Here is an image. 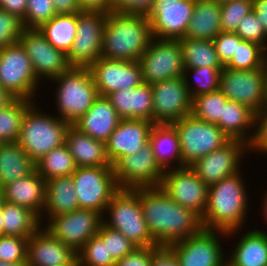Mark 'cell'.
<instances>
[{"instance_id": "6da1fadb", "label": "cell", "mask_w": 267, "mask_h": 266, "mask_svg": "<svg viewBox=\"0 0 267 266\" xmlns=\"http://www.w3.org/2000/svg\"><path fill=\"white\" fill-rule=\"evenodd\" d=\"M139 199L149 231L159 246H168L203 229L201 217L176 203L160 186L139 187Z\"/></svg>"}, {"instance_id": "7a4b0ae2", "label": "cell", "mask_w": 267, "mask_h": 266, "mask_svg": "<svg viewBox=\"0 0 267 266\" xmlns=\"http://www.w3.org/2000/svg\"><path fill=\"white\" fill-rule=\"evenodd\" d=\"M242 176L239 171L208 186L207 205L201 217L203 229L226 231L227 238L239 236L249 213V194Z\"/></svg>"}, {"instance_id": "3957f363", "label": "cell", "mask_w": 267, "mask_h": 266, "mask_svg": "<svg viewBox=\"0 0 267 266\" xmlns=\"http://www.w3.org/2000/svg\"><path fill=\"white\" fill-rule=\"evenodd\" d=\"M152 38L147 15L111 11L103 29L101 57L138 61Z\"/></svg>"}, {"instance_id": "277c9868", "label": "cell", "mask_w": 267, "mask_h": 266, "mask_svg": "<svg viewBox=\"0 0 267 266\" xmlns=\"http://www.w3.org/2000/svg\"><path fill=\"white\" fill-rule=\"evenodd\" d=\"M33 103L22 119L17 143L36 163L52 149L65 143L70 123L56 115L41 112Z\"/></svg>"}, {"instance_id": "5b68a950", "label": "cell", "mask_w": 267, "mask_h": 266, "mask_svg": "<svg viewBox=\"0 0 267 266\" xmlns=\"http://www.w3.org/2000/svg\"><path fill=\"white\" fill-rule=\"evenodd\" d=\"M104 214H109V218L103 216V224L120 231L137 247L157 245L144 219L139 188H120L110 200Z\"/></svg>"}, {"instance_id": "8992f818", "label": "cell", "mask_w": 267, "mask_h": 266, "mask_svg": "<svg viewBox=\"0 0 267 266\" xmlns=\"http://www.w3.org/2000/svg\"><path fill=\"white\" fill-rule=\"evenodd\" d=\"M51 81L57 83V116L71 125L88 111L98 96L89 68L72 67Z\"/></svg>"}, {"instance_id": "52a82bcc", "label": "cell", "mask_w": 267, "mask_h": 266, "mask_svg": "<svg viewBox=\"0 0 267 266\" xmlns=\"http://www.w3.org/2000/svg\"><path fill=\"white\" fill-rule=\"evenodd\" d=\"M171 125L178 134L182 167L192 165L231 140L216 124L198 119L192 114Z\"/></svg>"}, {"instance_id": "ba28073f", "label": "cell", "mask_w": 267, "mask_h": 266, "mask_svg": "<svg viewBox=\"0 0 267 266\" xmlns=\"http://www.w3.org/2000/svg\"><path fill=\"white\" fill-rule=\"evenodd\" d=\"M0 87L14 98L36 101L40 84L20 42L0 49Z\"/></svg>"}, {"instance_id": "9c48e42d", "label": "cell", "mask_w": 267, "mask_h": 266, "mask_svg": "<svg viewBox=\"0 0 267 266\" xmlns=\"http://www.w3.org/2000/svg\"><path fill=\"white\" fill-rule=\"evenodd\" d=\"M72 177L79 208L105 216L107 205L120 189L113 167H76Z\"/></svg>"}, {"instance_id": "30bf717a", "label": "cell", "mask_w": 267, "mask_h": 266, "mask_svg": "<svg viewBox=\"0 0 267 266\" xmlns=\"http://www.w3.org/2000/svg\"><path fill=\"white\" fill-rule=\"evenodd\" d=\"M143 83L150 85L183 77L184 65L179 40L152 38L139 58Z\"/></svg>"}, {"instance_id": "8fae6325", "label": "cell", "mask_w": 267, "mask_h": 266, "mask_svg": "<svg viewBox=\"0 0 267 266\" xmlns=\"http://www.w3.org/2000/svg\"><path fill=\"white\" fill-rule=\"evenodd\" d=\"M226 237V231L202 229L198 234L167 247L175 254L180 266H227V257L220 244L221 238Z\"/></svg>"}, {"instance_id": "7c38bea8", "label": "cell", "mask_w": 267, "mask_h": 266, "mask_svg": "<svg viewBox=\"0 0 267 266\" xmlns=\"http://www.w3.org/2000/svg\"><path fill=\"white\" fill-rule=\"evenodd\" d=\"M266 76L267 66L253 70L224 67L220 73L219 90L228 100L248 106L257 114L263 109Z\"/></svg>"}, {"instance_id": "4fadbf2b", "label": "cell", "mask_w": 267, "mask_h": 266, "mask_svg": "<svg viewBox=\"0 0 267 266\" xmlns=\"http://www.w3.org/2000/svg\"><path fill=\"white\" fill-rule=\"evenodd\" d=\"M107 14L81 11L77 13V30L67 54L72 67L89 68L101 57L103 29Z\"/></svg>"}, {"instance_id": "5bb4252c", "label": "cell", "mask_w": 267, "mask_h": 266, "mask_svg": "<svg viewBox=\"0 0 267 266\" xmlns=\"http://www.w3.org/2000/svg\"><path fill=\"white\" fill-rule=\"evenodd\" d=\"M45 218L48 220L43 228L75 252L98 234L103 223V215L92 209H77L68 214Z\"/></svg>"}, {"instance_id": "9a60e30c", "label": "cell", "mask_w": 267, "mask_h": 266, "mask_svg": "<svg viewBox=\"0 0 267 266\" xmlns=\"http://www.w3.org/2000/svg\"><path fill=\"white\" fill-rule=\"evenodd\" d=\"M113 169L119 188L159 187L164 175L150 142L136 153L122 157Z\"/></svg>"}, {"instance_id": "2e32d148", "label": "cell", "mask_w": 267, "mask_h": 266, "mask_svg": "<svg viewBox=\"0 0 267 266\" xmlns=\"http://www.w3.org/2000/svg\"><path fill=\"white\" fill-rule=\"evenodd\" d=\"M19 42L27 52L39 82L43 78L52 80L72 68L67 54L54 48L39 28H24Z\"/></svg>"}, {"instance_id": "e0dca14e", "label": "cell", "mask_w": 267, "mask_h": 266, "mask_svg": "<svg viewBox=\"0 0 267 266\" xmlns=\"http://www.w3.org/2000/svg\"><path fill=\"white\" fill-rule=\"evenodd\" d=\"M160 187L176 203L203 216L208 186L189 166L164 170Z\"/></svg>"}, {"instance_id": "ac0fdd59", "label": "cell", "mask_w": 267, "mask_h": 266, "mask_svg": "<svg viewBox=\"0 0 267 266\" xmlns=\"http://www.w3.org/2000/svg\"><path fill=\"white\" fill-rule=\"evenodd\" d=\"M153 123L173 124L192 112V98L183 77L152 84Z\"/></svg>"}, {"instance_id": "d6986e66", "label": "cell", "mask_w": 267, "mask_h": 266, "mask_svg": "<svg viewBox=\"0 0 267 266\" xmlns=\"http://www.w3.org/2000/svg\"><path fill=\"white\" fill-rule=\"evenodd\" d=\"M195 0H155L147 15L153 38L179 40L185 37Z\"/></svg>"}, {"instance_id": "ffe728a7", "label": "cell", "mask_w": 267, "mask_h": 266, "mask_svg": "<svg viewBox=\"0 0 267 266\" xmlns=\"http://www.w3.org/2000/svg\"><path fill=\"white\" fill-rule=\"evenodd\" d=\"M248 151V144L245 142L230 140L220 149L196 160L189 167L207 186H210L238 173L241 169L240 163Z\"/></svg>"}, {"instance_id": "44dd1931", "label": "cell", "mask_w": 267, "mask_h": 266, "mask_svg": "<svg viewBox=\"0 0 267 266\" xmlns=\"http://www.w3.org/2000/svg\"><path fill=\"white\" fill-rule=\"evenodd\" d=\"M98 95L108 96L114 91L135 88L143 83L138 61L111 60L100 57L90 67Z\"/></svg>"}, {"instance_id": "7402d4cb", "label": "cell", "mask_w": 267, "mask_h": 266, "mask_svg": "<svg viewBox=\"0 0 267 266\" xmlns=\"http://www.w3.org/2000/svg\"><path fill=\"white\" fill-rule=\"evenodd\" d=\"M154 123L144 119H121L106 144L107 157L114 166L122 157L134 154L149 142Z\"/></svg>"}, {"instance_id": "603a6c76", "label": "cell", "mask_w": 267, "mask_h": 266, "mask_svg": "<svg viewBox=\"0 0 267 266\" xmlns=\"http://www.w3.org/2000/svg\"><path fill=\"white\" fill-rule=\"evenodd\" d=\"M76 258L70 246L54 238L43 226L28 238L25 266H68Z\"/></svg>"}, {"instance_id": "cb8c5ba5", "label": "cell", "mask_w": 267, "mask_h": 266, "mask_svg": "<svg viewBox=\"0 0 267 266\" xmlns=\"http://www.w3.org/2000/svg\"><path fill=\"white\" fill-rule=\"evenodd\" d=\"M120 120L109 98L98 95L88 111L73 126L95 140L106 143Z\"/></svg>"}, {"instance_id": "d4e9b609", "label": "cell", "mask_w": 267, "mask_h": 266, "mask_svg": "<svg viewBox=\"0 0 267 266\" xmlns=\"http://www.w3.org/2000/svg\"><path fill=\"white\" fill-rule=\"evenodd\" d=\"M46 196V180L33 173L2 187V200L20 205L34 212L40 219Z\"/></svg>"}, {"instance_id": "484cf974", "label": "cell", "mask_w": 267, "mask_h": 266, "mask_svg": "<svg viewBox=\"0 0 267 266\" xmlns=\"http://www.w3.org/2000/svg\"><path fill=\"white\" fill-rule=\"evenodd\" d=\"M121 119H144L153 122L152 85L114 91L107 96Z\"/></svg>"}, {"instance_id": "4316f807", "label": "cell", "mask_w": 267, "mask_h": 266, "mask_svg": "<svg viewBox=\"0 0 267 266\" xmlns=\"http://www.w3.org/2000/svg\"><path fill=\"white\" fill-rule=\"evenodd\" d=\"M66 145L77 167H113L106 144L82 133L73 125L66 132Z\"/></svg>"}, {"instance_id": "83f0119b", "label": "cell", "mask_w": 267, "mask_h": 266, "mask_svg": "<svg viewBox=\"0 0 267 266\" xmlns=\"http://www.w3.org/2000/svg\"><path fill=\"white\" fill-rule=\"evenodd\" d=\"M77 209L80 208L72 175L55 177L46 181L45 205L40 219L43 226H45L46 214L48 217H54Z\"/></svg>"}, {"instance_id": "f1b7e54d", "label": "cell", "mask_w": 267, "mask_h": 266, "mask_svg": "<svg viewBox=\"0 0 267 266\" xmlns=\"http://www.w3.org/2000/svg\"><path fill=\"white\" fill-rule=\"evenodd\" d=\"M255 117L256 113L248 106L227 100L222 105V117L216 125L231 140H241L249 145L254 137Z\"/></svg>"}, {"instance_id": "f546056e", "label": "cell", "mask_w": 267, "mask_h": 266, "mask_svg": "<svg viewBox=\"0 0 267 266\" xmlns=\"http://www.w3.org/2000/svg\"><path fill=\"white\" fill-rule=\"evenodd\" d=\"M231 255L227 256V266H267V232L261 229L246 231L237 238ZM230 256V259H229Z\"/></svg>"}, {"instance_id": "4dcf8cb0", "label": "cell", "mask_w": 267, "mask_h": 266, "mask_svg": "<svg viewBox=\"0 0 267 266\" xmlns=\"http://www.w3.org/2000/svg\"><path fill=\"white\" fill-rule=\"evenodd\" d=\"M149 142L155 160L163 170L182 167L178 134L171 124H154Z\"/></svg>"}, {"instance_id": "1f68e13d", "label": "cell", "mask_w": 267, "mask_h": 266, "mask_svg": "<svg viewBox=\"0 0 267 266\" xmlns=\"http://www.w3.org/2000/svg\"><path fill=\"white\" fill-rule=\"evenodd\" d=\"M221 4L214 0H195L186 38L213 40L220 32Z\"/></svg>"}, {"instance_id": "d6a6232c", "label": "cell", "mask_w": 267, "mask_h": 266, "mask_svg": "<svg viewBox=\"0 0 267 266\" xmlns=\"http://www.w3.org/2000/svg\"><path fill=\"white\" fill-rule=\"evenodd\" d=\"M36 170V163L15 143L0 145V186L23 178Z\"/></svg>"}, {"instance_id": "836d02e7", "label": "cell", "mask_w": 267, "mask_h": 266, "mask_svg": "<svg viewBox=\"0 0 267 266\" xmlns=\"http://www.w3.org/2000/svg\"><path fill=\"white\" fill-rule=\"evenodd\" d=\"M4 235L30 237L41 226L40 218L29 209L2 200Z\"/></svg>"}, {"instance_id": "e575fe53", "label": "cell", "mask_w": 267, "mask_h": 266, "mask_svg": "<svg viewBox=\"0 0 267 266\" xmlns=\"http://www.w3.org/2000/svg\"><path fill=\"white\" fill-rule=\"evenodd\" d=\"M39 30L54 48L68 54L76 36L77 13L56 14L43 23Z\"/></svg>"}, {"instance_id": "d590c367", "label": "cell", "mask_w": 267, "mask_h": 266, "mask_svg": "<svg viewBox=\"0 0 267 266\" xmlns=\"http://www.w3.org/2000/svg\"><path fill=\"white\" fill-rule=\"evenodd\" d=\"M184 68L214 67L224 68L212 40L181 38L179 39Z\"/></svg>"}, {"instance_id": "8d00e7d4", "label": "cell", "mask_w": 267, "mask_h": 266, "mask_svg": "<svg viewBox=\"0 0 267 266\" xmlns=\"http://www.w3.org/2000/svg\"><path fill=\"white\" fill-rule=\"evenodd\" d=\"M76 167L66 143L52 149L36 162V171L46 181L55 177L70 176Z\"/></svg>"}, {"instance_id": "74e56055", "label": "cell", "mask_w": 267, "mask_h": 266, "mask_svg": "<svg viewBox=\"0 0 267 266\" xmlns=\"http://www.w3.org/2000/svg\"><path fill=\"white\" fill-rule=\"evenodd\" d=\"M34 102L36 101L15 98L6 107L0 109V141L2 143L17 142L23 116Z\"/></svg>"}, {"instance_id": "f35d334b", "label": "cell", "mask_w": 267, "mask_h": 266, "mask_svg": "<svg viewBox=\"0 0 267 266\" xmlns=\"http://www.w3.org/2000/svg\"><path fill=\"white\" fill-rule=\"evenodd\" d=\"M267 66V51L260 45L242 40L237 35V50L225 66L235 70H253Z\"/></svg>"}, {"instance_id": "ab89813d", "label": "cell", "mask_w": 267, "mask_h": 266, "mask_svg": "<svg viewBox=\"0 0 267 266\" xmlns=\"http://www.w3.org/2000/svg\"><path fill=\"white\" fill-rule=\"evenodd\" d=\"M222 69L223 68H214L210 66L184 68L183 79L192 100L199 95L219 90V79ZM190 77L193 79L192 81L195 79V82L192 84V81L189 79ZM191 85H193V87Z\"/></svg>"}, {"instance_id": "60d3db41", "label": "cell", "mask_w": 267, "mask_h": 266, "mask_svg": "<svg viewBox=\"0 0 267 266\" xmlns=\"http://www.w3.org/2000/svg\"><path fill=\"white\" fill-rule=\"evenodd\" d=\"M227 100L220 90L199 95L192 100L191 114L198 119L217 124L222 117V105Z\"/></svg>"}, {"instance_id": "b9f144b4", "label": "cell", "mask_w": 267, "mask_h": 266, "mask_svg": "<svg viewBox=\"0 0 267 266\" xmlns=\"http://www.w3.org/2000/svg\"><path fill=\"white\" fill-rule=\"evenodd\" d=\"M79 266H115L116 260L108 256L107 241L98 235L91 237L87 243L76 252Z\"/></svg>"}, {"instance_id": "7bdbcfd3", "label": "cell", "mask_w": 267, "mask_h": 266, "mask_svg": "<svg viewBox=\"0 0 267 266\" xmlns=\"http://www.w3.org/2000/svg\"><path fill=\"white\" fill-rule=\"evenodd\" d=\"M252 11V0H231L222 3L220 18L221 31L235 32L242 18Z\"/></svg>"}, {"instance_id": "ee69618b", "label": "cell", "mask_w": 267, "mask_h": 266, "mask_svg": "<svg viewBox=\"0 0 267 266\" xmlns=\"http://www.w3.org/2000/svg\"><path fill=\"white\" fill-rule=\"evenodd\" d=\"M28 237L0 236V260L26 265Z\"/></svg>"}, {"instance_id": "f6af8a7d", "label": "cell", "mask_w": 267, "mask_h": 266, "mask_svg": "<svg viewBox=\"0 0 267 266\" xmlns=\"http://www.w3.org/2000/svg\"><path fill=\"white\" fill-rule=\"evenodd\" d=\"M97 235L103 241H107L108 256H112L115 260L121 259L137 248V246L120 231L113 230L103 223Z\"/></svg>"}, {"instance_id": "bcb514c9", "label": "cell", "mask_w": 267, "mask_h": 266, "mask_svg": "<svg viewBox=\"0 0 267 266\" xmlns=\"http://www.w3.org/2000/svg\"><path fill=\"white\" fill-rule=\"evenodd\" d=\"M56 14L52 0H27L24 28H39Z\"/></svg>"}, {"instance_id": "7dc6e473", "label": "cell", "mask_w": 267, "mask_h": 266, "mask_svg": "<svg viewBox=\"0 0 267 266\" xmlns=\"http://www.w3.org/2000/svg\"><path fill=\"white\" fill-rule=\"evenodd\" d=\"M235 33L242 40L258 44L267 51V32L264 30L262 23L258 21L254 11L242 18Z\"/></svg>"}, {"instance_id": "c3c4849f", "label": "cell", "mask_w": 267, "mask_h": 266, "mask_svg": "<svg viewBox=\"0 0 267 266\" xmlns=\"http://www.w3.org/2000/svg\"><path fill=\"white\" fill-rule=\"evenodd\" d=\"M23 30L22 19L0 8V49L19 42Z\"/></svg>"}, {"instance_id": "681fc988", "label": "cell", "mask_w": 267, "mask_h": 266, "mask_svg": "<svg viewBox=\"0 0 267 266\" xmlns=\"http://www.w3.org/2000/svg\"><path fill=\"white\" fill-rule=\"evenodd\" d=\"M219 60L225 67L237 50V34L235 32H220L213 40Z\"/></svg>"}, {"instance_id": "f907efd6", "label": "cell", "mask_w": 267, "mask_h": 266, "mask_svg": "<svg viewBox=\"0 0 267 266\" xmlns=\"http://www.w3.org/2000/svg\"><path fill=\"white\" fill-rule=\"evenodd\" d=\"M255 131L251 143L248 145L250 152L267 154V111H260L255 117Z\"/></svg>"}, {"instance_id": "816d5d0a", "label": "cell", "mask_w": 267, "mask_h": 266, "mask_svg": "<svg viewBox=\"0 0 267 266\" xmlns=\"http://www.w3.org/2000/svg\"><path fill=\"white\" fill-rule=\"evenodd\" d=\"M159 247V245L150 247H137L121 259L116 260L115 266H150L153 253Z\"/></svg>"}, {"instance_id": "f5cc1de1", "label": "cell", "mask_w": 267, "mask_h": 266, "mask_svg": "<svg viewBox=\"0 0 267 266\" xmlns=\"http://www.w3.org/2000/svg\"><path fill=\"white\" fill-rule=\"evenodd\" d=\"M155 0H113V11L148 15Z\"/></svg>"}, {"instance_id": "db71d44e", "label": "cell", "mask_w": 267, "mask_h": 266, "mask_svg": "<svg viewBox=\"0 0 267 266\" xmlns=\"http://www.w3.org/2000/svg\"><path fill=\"white\" fill-rule=\"evenodd\" d=\"M150 266H180L175 254L167 247L160 246L154 253Z\"/></svg>"}, {"instance_id": "11a10c76", "label": "cell", "mask_w": 267, "mask_h": 266, "mask_svg": "<svg viewBox=\"0 0 267 266\" xmlns=\"http://www.w3.org/2000/svg\"><path fill=\"white\" fill-rule=\"evenodd\" d=\"M81 11L103 12L113 11V0H78Z\"/></svg>"}, {"instance_id": "9f6ffc18", "label": "cell", "mask_w": 267, "mask_h": 266, "mask_svg": "<svg viewBox=\"0 0 267 266\" xmlns=\"http://www.w3.org/2000/svg\"><path fill=\"white\" fill-rule=\"evenodd\" d=\"M0 8L24 19L27 11V0H2Z\"/></svg>"}, {"instance_id": "6f0895ef", "label": "cell", "mask_w": 267, "mask_h": 266, "mask_svg": "<svg viewBox=\"0 0 267 266\" xmlns=\"http://www.w3.org/2000/svg\"><path fill=\"white\" fill-rule=\"evenodd\" d=\"M57 14H74L81 12L78 0H52Z\"/></svg>"}, {"instance_id": "680465c9", "label": "cell", "mask_w": 267, "mask_h": 266, "mask_svg": "<svg viewBox=\"0 0 267 266\" xmlns=\"http://www.w3.org/2000/svg\"><path fill=\"white\" fill-rule=\"evenodd\" d=\"M253 11L258 18V21L262 23L264 30L267 32V0H252Z\"/></svg>"}, {"instance_id": "91938a15", "label": "cell", "mask_w": 267, "mask_h": 266, "mask_svg": "<svg viewBox=\"0 0 267 266\" xmlns=\"http://www.w3.org/2000/svg\"><path fill=\"white\" fill-rule=\"evenodd\" d=\"M15 98L7 91L3 90L0 87V109L6 107L10 104Z\"/></svg>"}, {"instance_id": "94428289", "label": "cell", "mask_w": 267, "mask_h": 266, "mask_svg": "<svg viewBox=\"0 0 267 266\" xmlns=\"http://www.w3.org/2000/svg\"><path fill=\"white\" fill-rule=\"evenodd\" d=\"M261 204H262L261 208L263 209L261 210L263 211L262 216L264 215V219H266L267 222V191L265 192V195L262 198Z\"/></svg>"}, {"instance_id": "6125c7cd", "label": "cell", "mask_w": 267, "mask_h": 266, "mask_svg": "<svg viewBox=\"0 0 267 266\" xmlns=\"http://www.w3.org/2000/svg\"><path fill=\"white\" fill-rule=\"evenodd\" d=\"M4 235L3 217H2V200H0V236Z\"/></svg>"}, {"instance_id": "be15d7a7", "label": "cell", "mask_w": 267, "mask_h": 266, "mask_svg": "<svg viewBox=\"0 0 267 266\" xmlns=\"http://www.w3.org/2000/svg\"><path fill=\"white\" fill-rule=\"evenodd\" d=\"M262 111H267V76H266V81H265V99H264Z\"/></svg>"}, {"instance_id": "e7e4bbea", "label": "cell", "mask_w": 267, "mask_h": 266, "mask_svg": "<svg viewBox=\"0 0 267 266\" xmlns=\"http://www.w3.org/2000/svg\"><path fill=\"white\" fill-rule=\"evenodd\" d=\"M0 266H25V265H17L14 263H8L0 260Z\"/></svg>"}, {"instance_id": "03108f58", "label": "cell", "mask_w": 267, "mask_h": 266, "mask_svg": "<svg viewBox=\"0 0 267 266\" xmlns=\"http://www.w3.org/2000/svg\"><path fill=\"white\" fill-rule=\"evenodd\" d=\"M68 266H79L77 258Z\"/></svg>"}, {"instance_id": "003e7915", "label": "cell", "mask_w": 267, "mask_h": 266, "mask_svg": "<svg viewBox=\"0 0 267 266\" xmlns=\"http://www.w3.org/2000/svg\"><path fill=\"white\" fill-rule=\"evenodd\" d=\"M214 1L217 2V3L222 4V3H225V2H228V1H231V0H214Z\"/></svg>"}, {"instance_id": "a7ac6f4b", "label": "cell", "mask_w": 267, "mask_h": 266, "mask_svg": "<svg viewBox=\"0 0 267 266\" xmlns=\"http://www.w3.org/2000/svg\"><path fill=\"white\" fill-rule=\"evenodd\" d=\"M0 200H2V187L0 186Z\"/></svg>"}]
</instances>
